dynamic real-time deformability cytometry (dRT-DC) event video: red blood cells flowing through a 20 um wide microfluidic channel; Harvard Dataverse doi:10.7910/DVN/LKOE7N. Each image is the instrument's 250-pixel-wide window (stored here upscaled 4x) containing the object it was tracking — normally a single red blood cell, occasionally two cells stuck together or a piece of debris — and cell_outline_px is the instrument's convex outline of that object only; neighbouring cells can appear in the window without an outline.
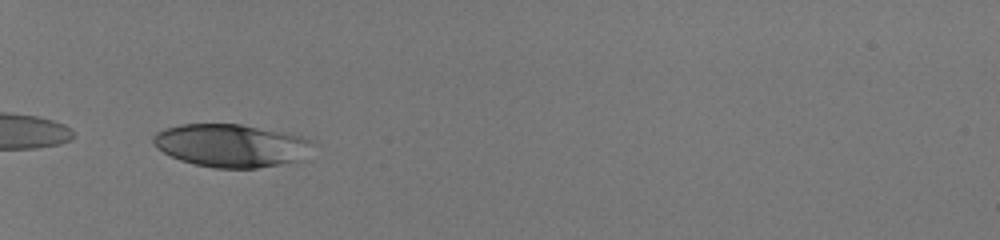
{"species": "human", "species_latin": "Homo sapiens", "temperature_condition": "room temperature", "stored_images_in_passage": 33, "camera_frame_rate_fps": 3000, "um_per_image_px": 0.085, "donor": {"sex": "male"}, "frame": {"image": 1, "passage_image": 1, "time_ms": 0.0, "image_size_px": [1000, 240], "cell_outline_px": [[308, 140], [304, 160], [256, 168], [216, 168], [196, 164], [180, 160], [156, 148], [152, 144], [152, 136], [156, 132], [164, 128], [180, 124], [240, 124], [288, 132], [300, 136]], "centroid_in_image_um": [19.56, 12.36], "position_along_channel_um": 65.4, "area_um2": 39.71}}
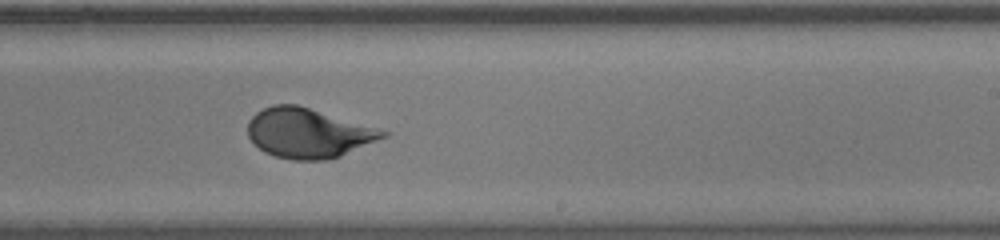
{"frame": {"image": 2, "passage_image": 17, "time_ms": 5.333, "image_size_px": [1000, 240], "cell_outline_px": [[388, 136], [340, 156], [324, 160], [292, 160], [276, 156], [264, 152], [248, 136], [248, 120], [256, 112], [272, 104], [296, 104], [380, 128], [388, 132]], "centroid_in_image_um": [26.21, 11.3], "position_along_channel_um": 262.8, "area_um2": 39.02}}
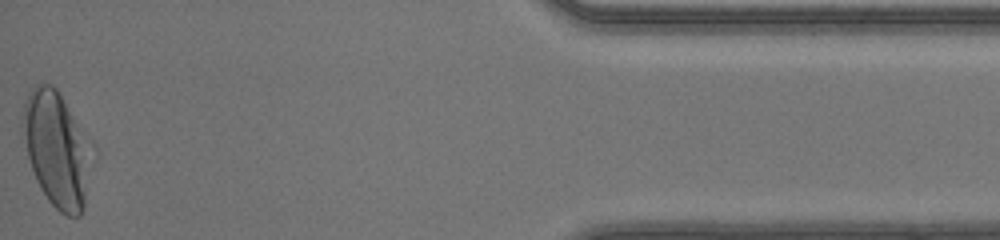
{"frame": {"image": 3, "passage_image": 33, "time_ms": 10.667, "image_size_px": [1000, 240], "cell_outline_px": [[84, 208], [80, 216], [68, 216], [60, 212], [48, 200], [40, 188], [36, 180], [20, 132], [24, 104], [28, 92], [32, 88], [40, 84], [52, 84], [56, 88], [72, 120], [80, 140], [84, 192]], "centroid_in_image_um": [4.56, 12.68], "position_along_channel_um": 430.6, "area_um2": 41.73}, "authors_computed_cell_mechanics": {"area_um2": 38.9572, "velocity_mm_per_s": 4.1396, "shape_relaxation_time_tau1_ms": 2.6673, "shape_relaxation_time_tau2_ms": null, "deformation_change_tau1": 0.1837, "deformation_change_tau2": null}}